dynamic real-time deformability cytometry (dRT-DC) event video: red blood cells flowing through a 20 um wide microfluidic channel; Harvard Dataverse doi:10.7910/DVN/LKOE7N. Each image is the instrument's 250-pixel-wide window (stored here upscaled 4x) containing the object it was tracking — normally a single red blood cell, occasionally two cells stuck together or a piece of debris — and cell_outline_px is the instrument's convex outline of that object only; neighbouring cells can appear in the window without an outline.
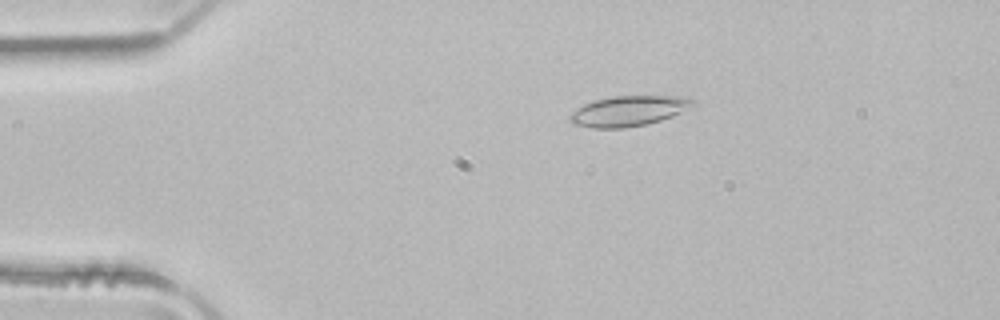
{"species": "common noctule bat (a hibernating species)", "species_latin": "Nyctalus noctula", "temperature_condition": "room temperature", "stored_images_in_passage": 4, "camera_frame_rate_fps": 3000, "um_per_image_px": 0.085, "animal": {"sex": "male", "body_mass_g": 21.5, "forearm_length_mm": 52.0}, "frame": {"image": 1, "passage_image": 2, "time_ms": 0.333, "image_size_px": [1000, 320], "cell_outline_px": [[696, 104], [672, 116], [648, 124], [624, 128], [592, 128], [572, 124], [568, 120], [568, 116], [572, 112], [584, 104], [596, 100], [612, 96], [680, 96], [696, 100]], "centroid_in_image_um": [53.41, 9.44], "position_along_channel_um": 31.6, "area_um2": 21.73}}